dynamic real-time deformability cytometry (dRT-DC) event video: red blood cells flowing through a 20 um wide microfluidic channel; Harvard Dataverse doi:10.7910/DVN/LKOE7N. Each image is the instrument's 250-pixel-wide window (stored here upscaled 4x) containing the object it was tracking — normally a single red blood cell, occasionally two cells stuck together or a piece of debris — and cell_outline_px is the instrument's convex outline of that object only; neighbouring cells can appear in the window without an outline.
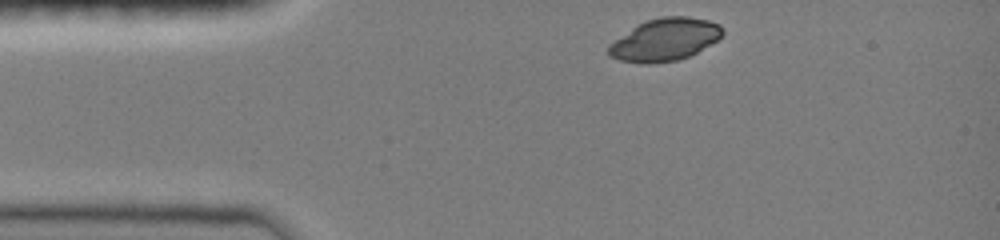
{"species": "common noctule bat (a hibernating species)", "species_latin": "Nyctalus noctula", "temperature_condition": "room temperature", "stored_images_in_passage": 8, "camera_frame_rate_fps": 3000, "um_per_image_px": 0.085, "animal": {"sex": "female", "body_mass_g": 19.0, "forearm_length_mm": 51.5}, "frame": {"image": 1, "passage_image": 1, "time_ms": 0.0, "image_size_px": [1000, 240], "cell_outline_px": [[724, 32], [716, 40], [696, 52], [688, 56], [676, 60], [648, 64], [644, 64], [620, 60], [608, 56], [608, 44], [636, 24], [660, 16], [688, 16], [708, 20], [720, 24], [724, 28]], "centroid_in_image_um": [56.47, 3.35], "position_along_channel_um": 28.5, "area_um2": 28.21}}
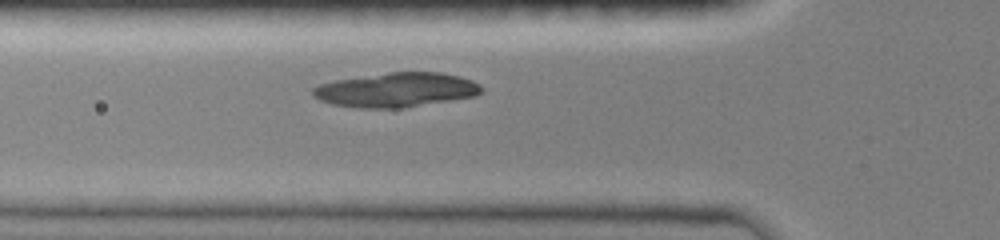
{"frame": {"image": 2, "passage_image": 6, "time_ms": 2.667, "image_size_px": [1000, 240], "cell_outline_px": [[484, 92], [476, 96], [404, 108], [356, 108], [332, 104], [320, 100], [312, 96], [312, 88], [320, 84], [336, 80], [388, 72], [440, 72], [460, 76], [472, 80], [480, 84], [484, 88]], "centroid_in_image_um": [33.72, 7.64], "position_along_channel_um": 92.1, "area_um2": 34.1}}
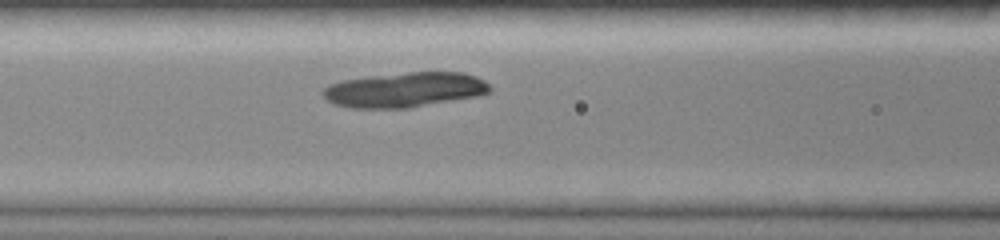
{"frame": {"image": 3, "passage_image": 8, "time_ms": 3.667, "image_size_px": [1000, 240], "cell_outline_px": [[492, 88], [488, 92], [480, 96], [408, 108], [352, 108], [336, 104], [328, 100], [324, 96], [324, 88], [332, 84], [344, 80], [372, 76], [408, 72], [464, 72], [476, 76], [484, 80]], "centroid_in_image_um": [34.48, 7.63], "position_along_channel_um": 132.1, "area_um2": 33.76}}